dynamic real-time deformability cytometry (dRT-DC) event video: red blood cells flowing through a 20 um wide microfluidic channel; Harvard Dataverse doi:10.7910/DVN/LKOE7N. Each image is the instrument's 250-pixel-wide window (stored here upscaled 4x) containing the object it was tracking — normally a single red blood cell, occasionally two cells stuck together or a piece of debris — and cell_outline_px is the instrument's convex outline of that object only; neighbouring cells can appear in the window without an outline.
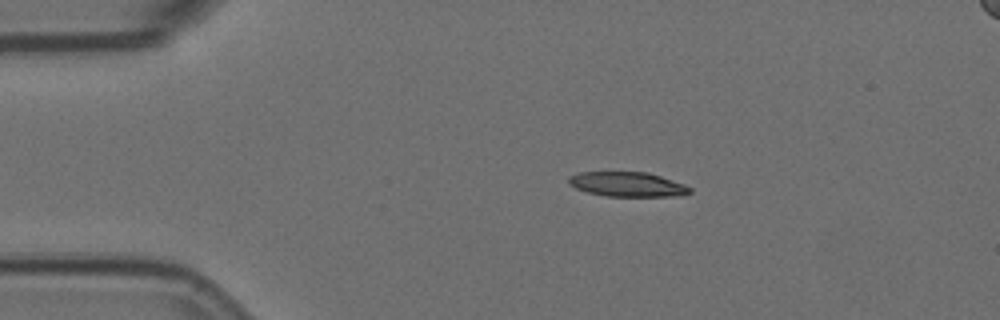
{"species": "Egyptian fruit bat (a non-hibernating species)", "species_latin": "Rousettus aegyptiacus", "temperature_condition": "room temperature", "stored_images_in_passage": 17, "camera_frame_rate_fps": 3000, "um_per_image_px": 0.085, "animal": {"sex": "female"}, "frame": {"image": 1, "passage_image": 1, "time_ms": 0.0, "image_size_px": [1000, 320], "cell_outline_px": [[692, 192], [680, 196], [604, 196], [588, 192], [576, 188], [568, 184], [568, 176], [580, 172], [648, 172], [684, 184], [692, 188]], "centroid_in_image_um": [53.33, 15.67], "position_along_channel_um": 31.7, "area_um2": 17.46}}
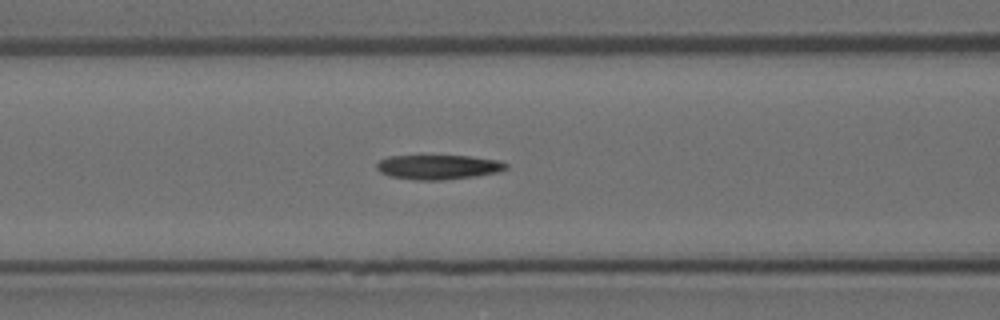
{"frame": {"image": 2, "passage_image": 13, "time_ms": 4.0, "image_size_px": [1000, 320], "cell_outline_px": [[508, 168], [500, 172], [476, 176], [444, 180], [416, 180], [388, 176], [380, 172], [376, 168], [376, 164], [380, 160], [388, 156], [472, 156], [500, 160], [508, 164]], "centroid_in_image_um": [37.29, 14.2], "position_along_channel_um": 129.3, "area_um2": 18.73}}
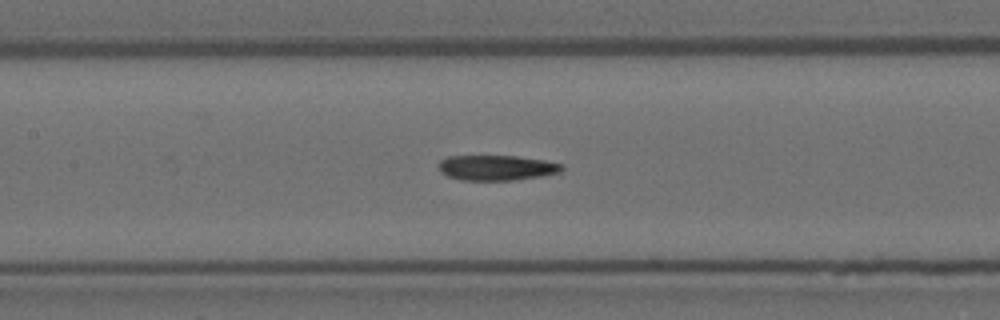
{"frame": {"image": 3, "passage_image": 16, "time_ms": 5.0, "image_size_px": [1000, 320], "cell_outline_px": [[564, 168], [560, 172], [544, 176], [512, 180], [460, 180], [448, 176], [440, 172], [440, 160], [448, 156], [516, 156], [544, 160], [564, 164]], "centroid_in_image_um": [42.25, 14.26], "position_along_channel_um": 165.2, "area_um2": 18.15}}